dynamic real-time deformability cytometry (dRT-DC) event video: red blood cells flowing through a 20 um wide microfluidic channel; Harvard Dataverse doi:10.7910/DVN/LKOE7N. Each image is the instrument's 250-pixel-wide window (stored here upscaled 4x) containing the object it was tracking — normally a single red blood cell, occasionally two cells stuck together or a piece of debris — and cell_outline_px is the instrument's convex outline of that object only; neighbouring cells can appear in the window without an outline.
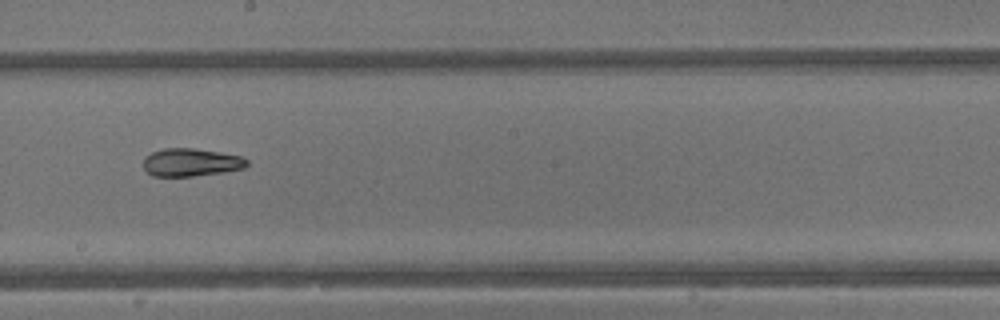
{"species": "common noctule bat (a hibernating species)", "species_latin": "Nyctalus noctula", "temperature_condition": "warm", "stored_images_in_passage": 15, "camera_frame_rate_fps": 3000, "um_per_image_px": 0.085, "animal": {"sex": "male", "body_mass_g": 13.3}, "frame": {"image": 1, "passage_image": 11, "time_ms": 3.333, "image_size_px": [1000, 320], "cell_outline_px": [[248, 164], [244, 168], [224, 172], [192, 176], [152, 176], [144, 168], [144, 156], [152, 152], [164, 148], [192, 148], [220, 152], [240, 156], [248, 160]], "centroid_in_image_um": [16.23, 13.8], "position_along_channel_um": 232.0, "area_um2": 16.82}}
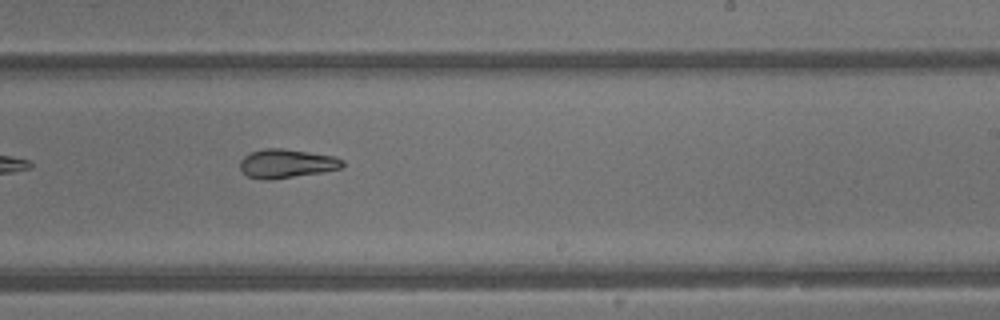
{"frame": {"image": 2, "passage_image": 13, "time_ms": 4.0, "image_size_px": [1000, 320], "cell_outline_px": [[344, 164], [340, 168], [320, 172], [268, 180], [264, 180], [248, 176], [240, 168], [240, 160], [244, 156], [252, 152], [264, 148], [284, 148], [332, 156], [344, 160]], "centroid_in_image_um": [24.33, 13.89], "position_along_channel_um": 264.7, "area_um2": 16.94}}